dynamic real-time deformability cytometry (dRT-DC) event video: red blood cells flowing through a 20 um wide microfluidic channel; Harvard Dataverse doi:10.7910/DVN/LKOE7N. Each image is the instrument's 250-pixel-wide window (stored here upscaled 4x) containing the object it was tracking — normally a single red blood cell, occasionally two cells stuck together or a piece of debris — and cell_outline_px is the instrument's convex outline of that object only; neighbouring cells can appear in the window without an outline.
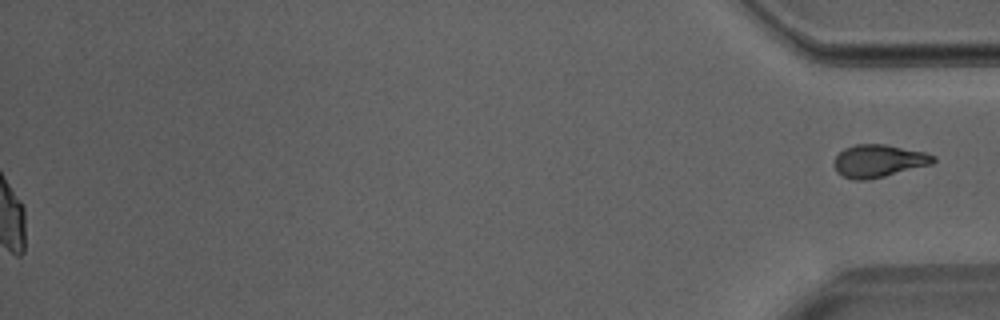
{"species": "Egyptian fruit bat (a non-hibernating species)", "species_latin": "Rousettus aegyptiacus", "temperature_condition": "room temperature", "stored_images_in_passage": 50, "segment_of_instrument_passage": [2, 2], "camera_frame_rate_fps": 3000, "um_per_image_px": 0.085, "animal": {"sex": "male"}, "frame": {"image": 1, "passage_image": 50, "time_ms": 16.333, "image_size_px": [1000, 320], "cell_outline_px": [[936, 160], [932, 164], [868, 180], [852, 180], [836, 172], [832, 164], [836, 156], [844, 148], [856, 144], [884, 144], [924, 152], [936, 156]], "centroid_in_image_um": [74.65, 13.68], "position_along_channel_um": 360.5, "area_um2": 18.9}}